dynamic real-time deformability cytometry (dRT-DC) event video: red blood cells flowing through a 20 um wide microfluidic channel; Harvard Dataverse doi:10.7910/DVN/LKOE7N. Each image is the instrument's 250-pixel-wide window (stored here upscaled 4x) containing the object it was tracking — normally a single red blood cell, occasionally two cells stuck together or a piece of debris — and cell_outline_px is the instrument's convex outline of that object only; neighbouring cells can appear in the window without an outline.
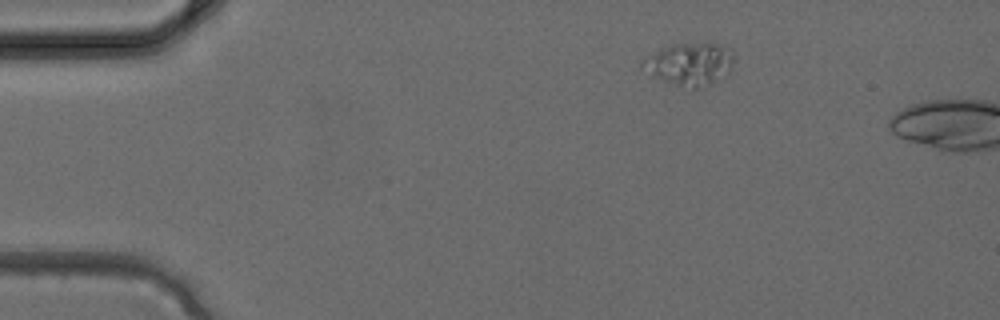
{"species": "common noctule bat (a hibernating species)", "species_latin": "Nyctalus noctula", "temperature_condition": "cold", "stored_images_in_passage": 2, "camera_frame_rate_fps": 3000, "um_per_image_px": 0.085, "animal": {"sex": "female", "body_mass_g": 24.6, "forearm_length_mm": 56.2}, "frame": {"image": 1, "passage_image": 1, "time_ms": 0.0, "image_size_px": [1000, 320], "cell_outline_px": [[732, 68], [728, 72], [708, 84], [696, 88], [692, 88], [676, 84], [664, 80], [640, 68], [640, 60], [644, 56], [672, 44], [720, 44], [732, 48]], "centroid_in_image_um": [58.58, 5.41], "position_along_channel_um": 26.4, "area_um2": 22.14}}